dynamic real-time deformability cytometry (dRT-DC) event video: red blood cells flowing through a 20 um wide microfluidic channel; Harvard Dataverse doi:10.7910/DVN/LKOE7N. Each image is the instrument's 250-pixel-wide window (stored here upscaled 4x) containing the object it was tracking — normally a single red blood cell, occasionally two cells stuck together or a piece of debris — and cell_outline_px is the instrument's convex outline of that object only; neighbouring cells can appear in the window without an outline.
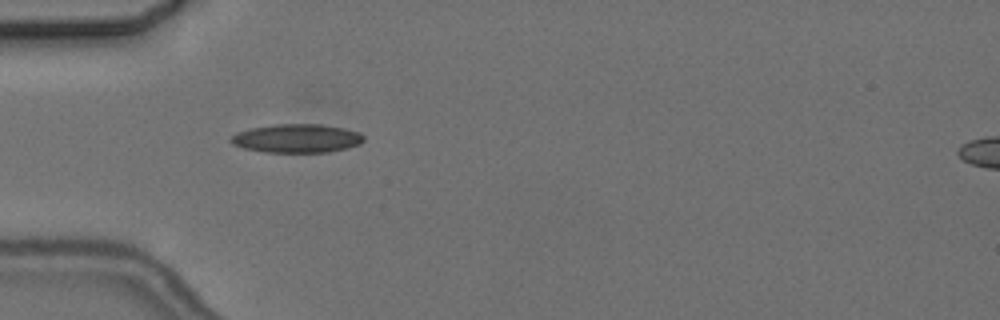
{"species": "common noctule bat (a hibernating species)", "species_latin": "Nyctalus noctula", "temperature_condition": "cold", "stored_images_in_passage": 8, "camera_frame_rate_fps": 3000, "um_per_image_px": 0.085, "animal": {"sex": "female", "body_mass_g": 24.6, "forearm_length_mm": 56.2}, "frame": {"image": 1, "passage_image": 3, "time_ms": 2.333, "image_size_px": [1000, 320], "cell_outline_px": [[364, 140], [360, 144], [328, 152], [264, 152], [244, 148], [232, 144], [228, 140], [236, 132], [252, 128], [276, 124], [320, 124], [344, 128], [360, 132], [364, 136]], "centroid_in_image_um": [25.22, 11.76], "position_along_channel_um": 59.8, "area_um2": 22.14}}
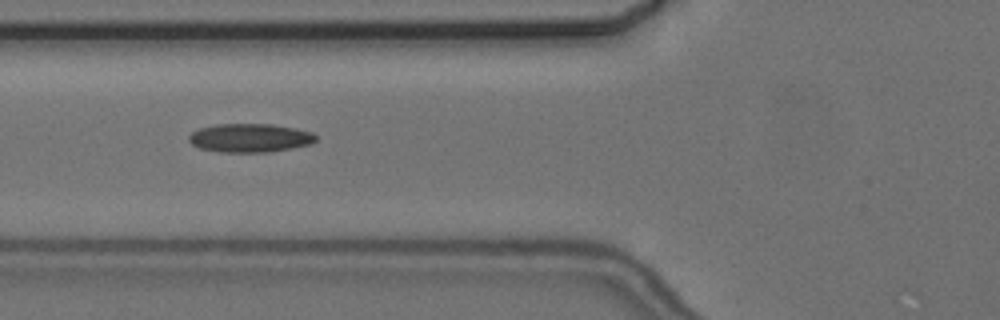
{"frame": {"image": 2, "passage_image": 4, "time_ms": 3.667, "image_size_px": [1000, 320], "cell_outline_px": [[316, 140], [312, 144], [292, 148], [268, 152], [220, 152], [200, 148], [192, 144], [188, 140], [188, 136], [192, 132], [200, 128], [216, 124], [272, 124], [296, 128], [312, 132], [316, 136]], "centroid_in_image_um": [21.25, 11.72], "position_along_channel_um": 104.5, "area_um2": 21.27}}
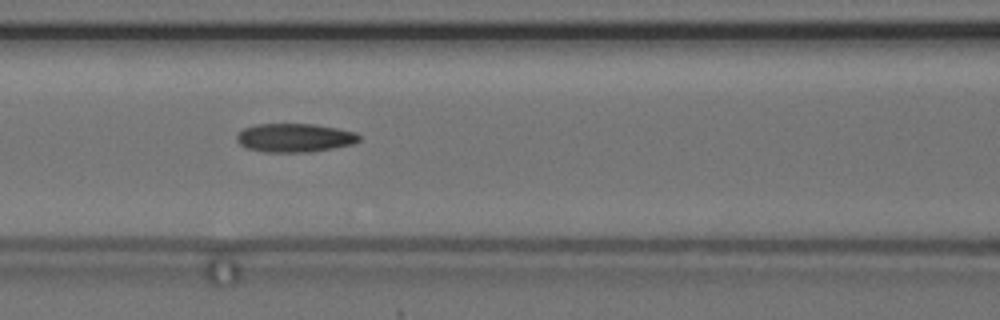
{"frame": {"image": 3, "passage_image": 5, "time_ms": 4.667, "image_size_px": [1000, 320], "cell_outline_px": [[360, 140], [352, 144], [332, 148], [308, 152], [264, 152], [248, 148], [240, 144], [236, 140], [236, 136], [244, 128], [256, 124], [316, 124], [356, 132], [360, 136]], "centroid_in_image_um": [25.04, 11.71], "position_along_channel_um": 141.6, "area_um2": 20.35}}